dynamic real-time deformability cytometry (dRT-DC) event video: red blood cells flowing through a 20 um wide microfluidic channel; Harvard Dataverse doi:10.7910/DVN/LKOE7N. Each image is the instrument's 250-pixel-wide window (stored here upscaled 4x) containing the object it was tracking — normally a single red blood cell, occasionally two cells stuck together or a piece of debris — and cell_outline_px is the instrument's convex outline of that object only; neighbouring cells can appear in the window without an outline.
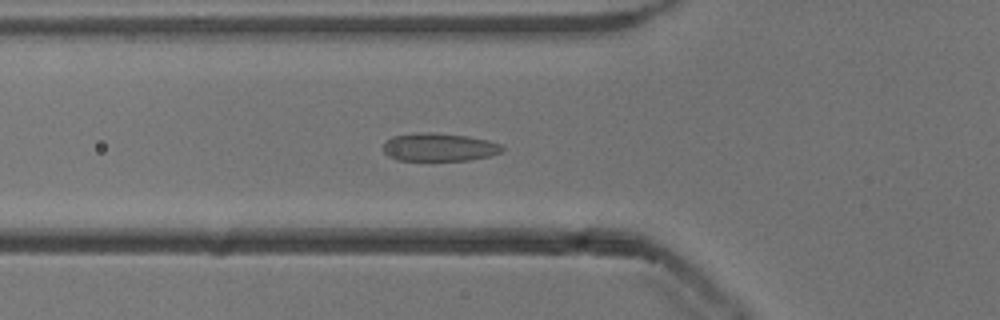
{"species": "common noctule bat (a hibernating species)", "species_latin": "Nyctalus noctula", "temperature_condition": "cold", "stored_images_in_passage": 52, "camera_frame_rate_fps": 3000, "um_per_image_px": 0.085, "animal": {"sex": "male", "body_mass_g": 13.3}, "frame": {"image": 1, "passage_image": 18, "time_ms": 5.667, "image_size_px": [1000, 320], "cell_outline_px": [[504, 148], [500, 152], [488, 156], [468, 160], [396, 160], [388, 156], [384, 152], [384, 144], [392, 136], [420, 132], [432, 132], [468, 136], [488, 140], [500, 144]], "centroid_in_image_um": [37.31, 12.5], "position_along_channel_um": 88.5, "area_um2": 19.36}}
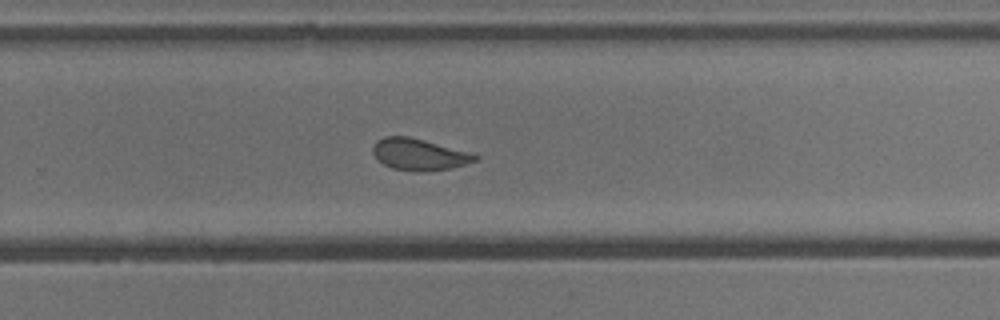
{"frame": {"image": 2, "passage_image": 34, "time_ms": 11.0, "image_size_px": [1000, 320], "cell_outline_px": [[480, 160], [452, 168], [424, 172], [420, 172], [392, 168], [384, 164], [372, 152], [372, 148], [376, 140], [384, 136], [408, 136], [424, 140], [480, 156]], "centroid_in_image_um": [35.62, 13.13], "position_along_channel_um": 294.2, "area_um2": 18.67}}
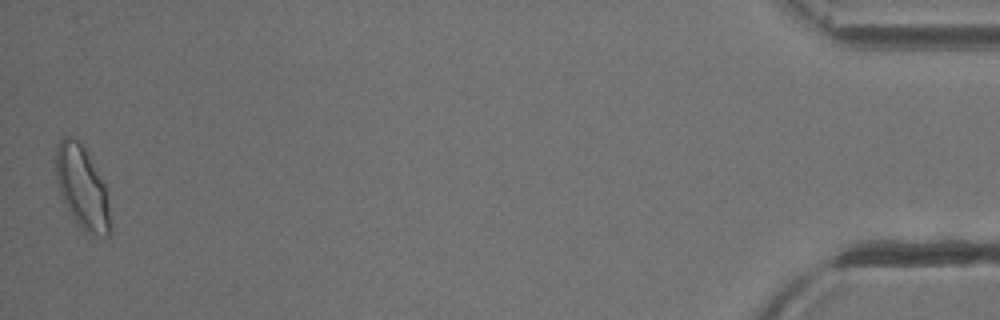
{"frame": {"image": 3, "passage_image": 52, "time_ms": 17.0, "image_size_px": [1000, 320], "cell_outline_px": [[112, 232], [108, 236], [104, 236], [92, 232], [76, 224], [60, 196], [56, 176], [56, 148], [60, 140], [64, 136], [72, 136], [84, 148], [100, 176], [104, 184], [108, 200], [112, 228]], "centroid_in_image_um": [6.98, 15.95], "position_along_channel_um": 428.2, "area_um2": 25.89}, "authors_computed_cell_mechanics": {"area_um2": 20.2589, "velocity_mm_per_s": 3.8471, "shape_relaxation_time_tau1_ms": 10.0379, "shape_relaxation_time_tau2_ms": 1.2565, "deformation_change_tau1": 0.1622, "deformation_change_tau2": 0.0587}}